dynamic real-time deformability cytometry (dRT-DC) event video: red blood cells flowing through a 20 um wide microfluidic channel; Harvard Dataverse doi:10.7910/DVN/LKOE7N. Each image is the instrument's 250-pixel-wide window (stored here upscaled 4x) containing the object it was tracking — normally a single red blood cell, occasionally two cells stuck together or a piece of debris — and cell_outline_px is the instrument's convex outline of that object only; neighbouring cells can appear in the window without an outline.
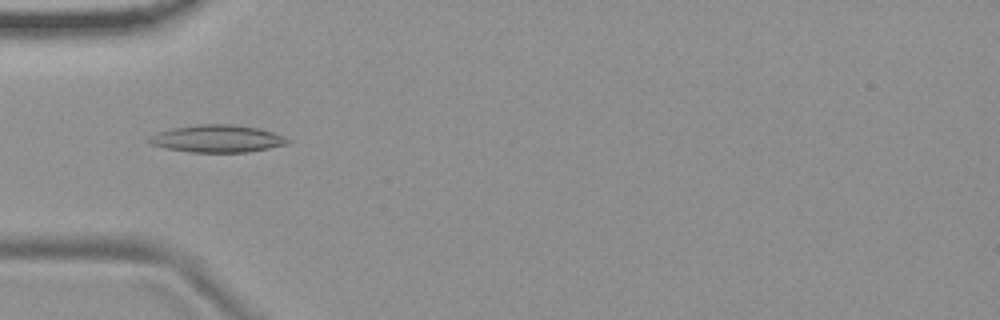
{"species": "common noctule bat (a hibernating species)", "species_latin": "Nyctalus noctula", "temperature_condition": "room temperature", "stored_images_in_passage": 8, "camera_frame_rate_fps": 3000, "um_per_image_px": 0.085, "animal": {"sex": "female", "body_mass_g": 19.9}, "frame": {"image": 1, "passage_image": 4, "time_ms": 1.0, "image_size_px": [1000, 320], "cell_outline_px": [[292, 140], [288, 144], [248, 152], [192, 152], [168, 148], [148, 144], [148, 140], [152, 136], [160, 132], [172, 128], [196, 124], [232, 124], [256, 128], [272, 132]], "centroid_in_image_um": [18.48, 11.78], "position_along_channel_um": 66.5, "area_um2": 21.85}}
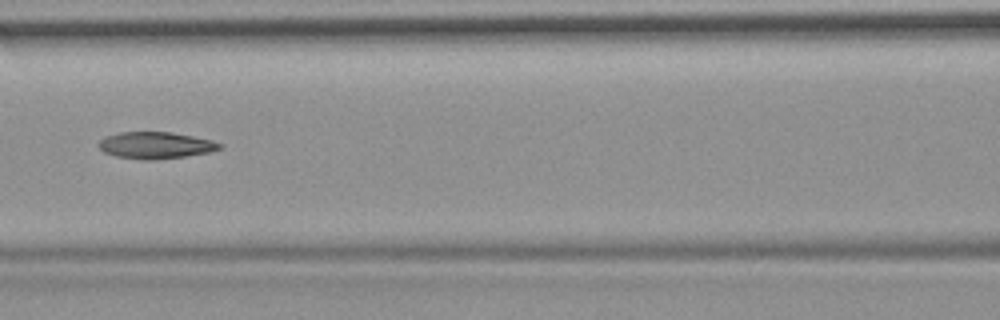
{"frame": {"image": 2, "passage_image": 6, "time_ms": 1.667, "image_size_px": [1000, 320], "cell_outline_px": [[224, 148], [212, 152], [156, 160], [144, 160], [116, 156], [104, 152], [96, 144], [104, 136], [120, 132], [172, 132], [212, 140], [224, 144]], "centroid_in_image_um": [13.25, 12.35], "position_along_channel_um": 153.3, "area_um2": 19.07}}